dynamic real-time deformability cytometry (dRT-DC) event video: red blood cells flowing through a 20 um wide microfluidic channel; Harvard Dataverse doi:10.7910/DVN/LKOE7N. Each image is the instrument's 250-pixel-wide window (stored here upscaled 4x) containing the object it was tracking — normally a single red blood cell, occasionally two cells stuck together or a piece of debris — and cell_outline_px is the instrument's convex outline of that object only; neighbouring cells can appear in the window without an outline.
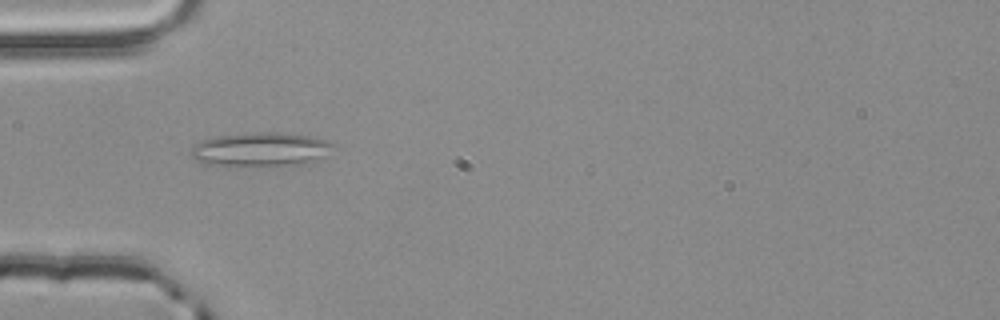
{"species": "common noctule bat (a hibernating species)", "species_latin": "Nyctalus noctula", "temperature_condition": "room temperature", "stored_images_in_passage": 4, "camera_frame_rate_fps": 3000, "um_per_image_px": 0.085, "animal": {"sex": "male", "body_mass_g": 20.4}, "frame": {"image": 1, "passage_image": 4, "time_ms": 1.0, "image_size_px": [1000, 320], "cell_outline_px": [[336, 144], [328, 156], [320, 164], [204, 164], [196, 160], [188, 152], [188, 148], [192, 144], [212, 136], [252, 132], [280, 132], [316, 136]], "centroid_in_image_um": [22.25, 12.67], "position_along_channel_um": 62.8, "area_um2": 28.78}}